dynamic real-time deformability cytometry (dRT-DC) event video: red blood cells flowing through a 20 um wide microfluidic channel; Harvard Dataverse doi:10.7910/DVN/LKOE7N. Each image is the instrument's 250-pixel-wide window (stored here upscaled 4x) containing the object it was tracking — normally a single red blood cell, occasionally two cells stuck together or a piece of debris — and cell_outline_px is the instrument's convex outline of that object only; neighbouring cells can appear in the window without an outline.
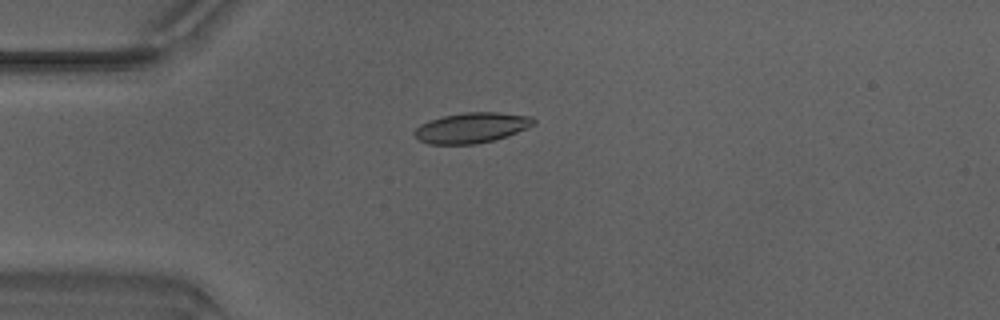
{"species": "Egyptian fruit bat (a non-hibernating species)", "species_latin": "Rousettus aegyptiacus", "temperature_condition": "warm", "stored_images_in_passage": 37, "camera_frame_rate_fps": 3000, "um_per_image_px": 0.085, "animal": {"sex": "male"}, "frame": {"image": 1, "passage_image": 1, "time_ms": 0.0, "image_size_px": [1000, 320], "cell_outline_px": [[536, 124], [508, 136], [476, 144], [428, 144], [420, 140], [416, 136], [416, 128], [420, 124], [428, 120], [444, 116], [464, 112], [496, 112], [532, 116], [536, 120]], "centroid_in_image_um": [40.12, 10.85], "position_along_channel_um": 44.9, "area_um2": 21.04}}
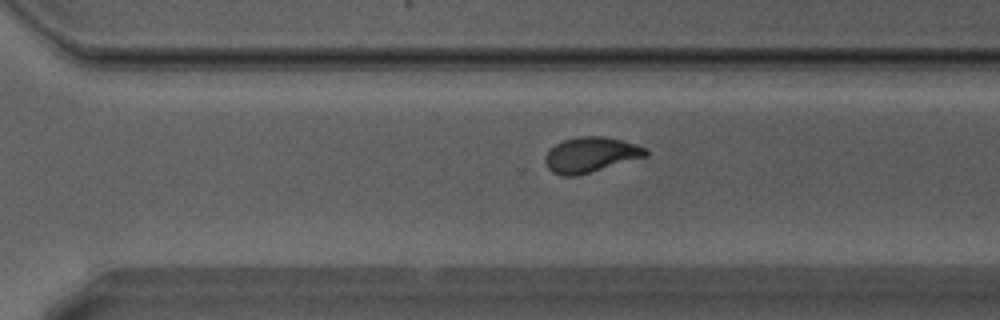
{"frame": {"image": 2, "passage_image": 22, "time_ms": 7.0, "image_size_px": [1000, 320], "cell_outline_px": [[648, 156], [576, 176], [560, 176], [552, 172], [544, 164], [544, 156], [556, 144], [564, 140], [580, 136], [604, 136], [636, 144], [648, 148]], "centroid_in_image_um": [50.21, 13.16], "position_along_channel_um": 320.4, "area_um2": 20.69}}
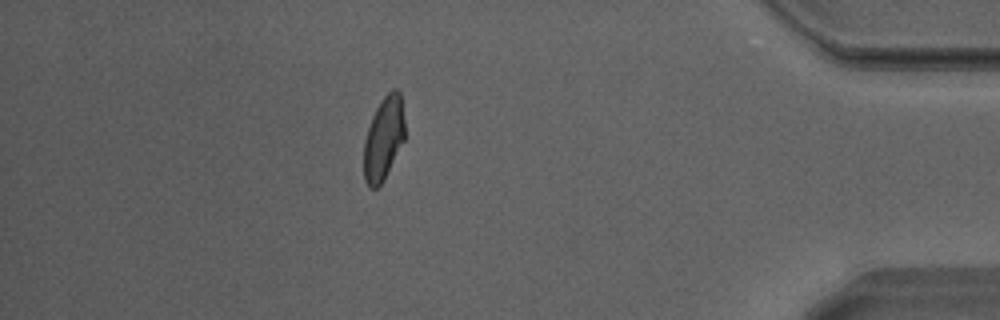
{"frame": {"image": 3, "passage_image": 31, "time_ms": 10.0, "image_size_px": [1000, 320], "cell_outline_px": [[404, 140], [384, 180], [376, 188], [368, 188], [364, 180], [364, 140], [372, 116], [380, 100], [392, 88], [396, 88], [400, 92], [404, 120]], "centroid_in_image_um": [32.6, 11.77], "position_along_channel_um": 402.6, "area_um2": 19.94}, "authors_computed_cell_mechanics": {"area_um2": 20.6924, "velocity_mm_per_s": 4.2258, "shape_relaxation_time_tau1_ms": 3.9891, "shape_relaxation_time_tau2_ms": 0.9109, "deformation_change_tau1": 0.1601, "deformation_change_tau2": 0.0535}}